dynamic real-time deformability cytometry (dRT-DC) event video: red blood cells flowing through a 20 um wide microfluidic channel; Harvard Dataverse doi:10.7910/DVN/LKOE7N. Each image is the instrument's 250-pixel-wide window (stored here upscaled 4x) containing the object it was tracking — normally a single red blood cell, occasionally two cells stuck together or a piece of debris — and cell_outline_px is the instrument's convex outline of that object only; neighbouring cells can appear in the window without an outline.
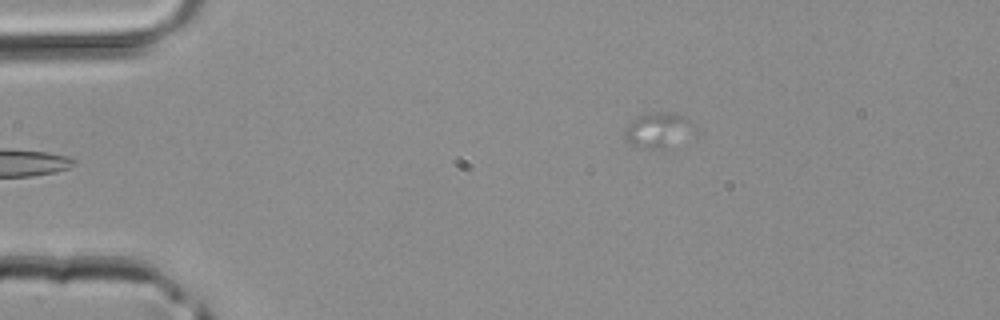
{"species": "common noctule bat (a hibernating species)", "species_latin": "Nyctalus noctula", "temperature_condition": "room temperature", "stored_images_in_passage": 4, "segment_of_instrument_passage": [2, 2], "camera_frame_rate_fps": 3000, "um_per_image_px": 0.085, "animal": {"sex": "male", "body_mass_g": 20.4}, "frame": {"image": 1, "passage_image": 4, "time_ms": 1.0, "image_size_px": [1000, 320], "cell_outline_px": [[692, 124], [668, 148], [644, 148], [632, 144], [624, 140], [624, 128], [632, 120], [640, 116], [652, 112], [672, 112], [684, 116]], "centroid_in_image_um": [55.76, 11.03], "position_along_channel_um": 29.2, "area_um2": 13.24}}